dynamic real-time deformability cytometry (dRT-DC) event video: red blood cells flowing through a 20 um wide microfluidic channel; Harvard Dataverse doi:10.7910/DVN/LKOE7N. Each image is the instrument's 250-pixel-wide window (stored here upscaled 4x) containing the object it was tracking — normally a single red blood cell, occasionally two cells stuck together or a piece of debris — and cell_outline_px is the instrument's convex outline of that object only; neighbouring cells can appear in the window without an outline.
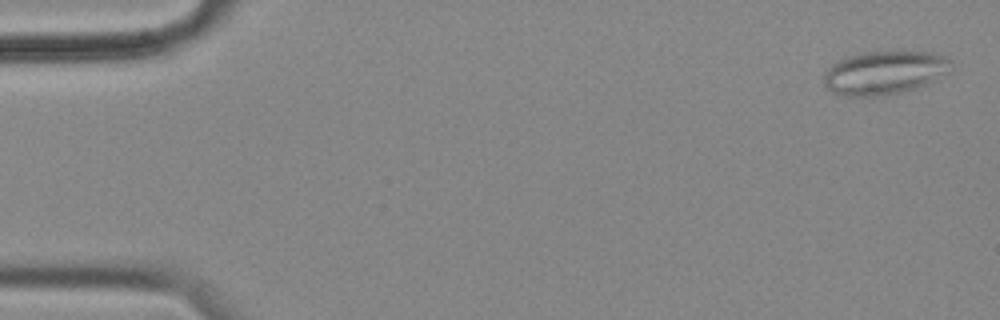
{"species": "common noctule bat (a hibernating species)", "species_latin": "Nyctalus noctula", "temperature_condition": "cold", "stored_images_in_passage": 57, "camera_frame_rate_fps": 3000, "um_per_image_px": 0.085, "animal": {"sex": "female", "body_mass_g": 18.4}, "frame": {"image": 1, "passage_image": 2, "time_ms": 0.333, "image_size_px": [1000, 320], "cell_outline_px": [[952, 68], [932, 80], [924, 84], [900, 92], [872, 96], [844, 96], [832, 92], [824, 84], [824, 72], [836, 60], [848, 56], [864, 52], [928, 52], [944, 56], [952, 60]], "centroid_in_image_um": [75.12, 6.16], "position_along_channel_um": 9.9, "area_um2": 31.73}}
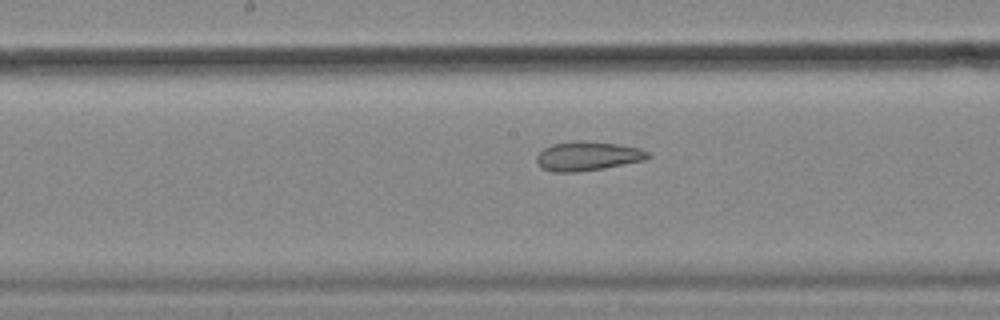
{"frame": {"image": 2, "passage_image": 29, "time_ms": 9.333, "image_size_px": [1000, 320], "cell_outline_px": [[652, 156], [644, 160], [604, 168], [576, 172], [552, 172], [544, 168], [536, 160], [536, 156], [544, 148], [552, 144], [580, 140], [616, 144], [640, 148], [648, 152]], "centroid_in_image_um": [49.96, 13.26], "position_along_channel_um": 198.2, "area_um2": 18.73}}
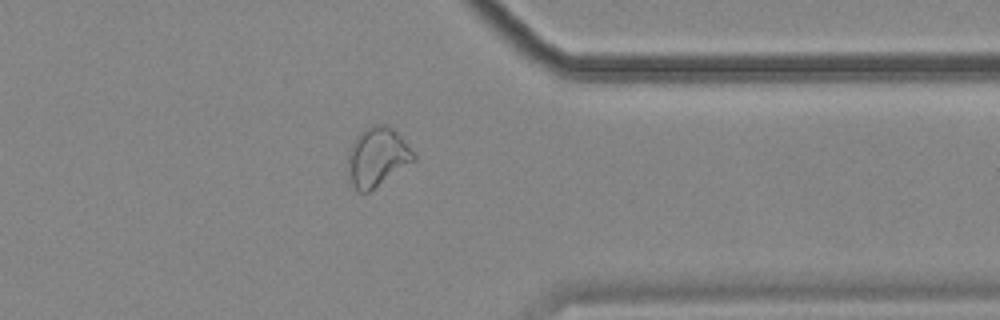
{"frame": {"image": 3, "passage_image": 45, "time_ms": 14.667, "image_size_px": [1000, 320], "cell_outline_px": [[416, 160], [368, 192], [360, 192], [348, 180], [348, 152], [356, 136], [360, 132], [372, 124], [388, 124], [416, 152]], "centroid_in_image_um": [32.07, 13.32], "position_along_channel_um": 379.3, "area_um2": 22.72}}